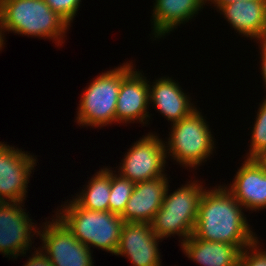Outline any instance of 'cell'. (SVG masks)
Here are the masks:
<instances>
[{"mask_svg": "<svg viewBox=\"0 0 266 266\" xmlns=\"http://www.w3.org/2000/svg\"><path fill=\"white\" fill-rule=\"evenodd\" d=\"M243 210L227 185L208 190L205 188L199 202L193 235L205 241L237 245L243 250L258 239Z\"/></svg>", "mask_w": 266, "mask_h": 266, "instance_id": "cell-1", "label": "cell"}, {"mask_svg": "<svg viewBox=\"0 0 266 266\" xmlns=\"http://www.w3.org/2000/svg\"><path fill=\"white\" fill-rule=\"evenodd\" d=\"M64 203L54 216L89 249L95 247L115 255L125 223L120 215L85 209L74 199Z\"/></svg>", "mask_w": 266, "mask_h": 266, "instance_id": "cell-2", "label": "cell"}, {"mask_svg": "<svg viewBox=\"0 0 266 266\" xmlns=\"http://www.w3.org/2000/svg\"><path fill=\"white\" fill-rule=\"evenodd\" d=\"M0 16L5 32L53 39L57 46L71 26L44 0H0Z\"/></svg>", "mask_w": 266, "mask_h": 266, "instance_id": "cell-3", "label": "cell"}, {"mask_svg": "<svg viewBox=\"0 0 266 266\" xmlns=\"http://www.w3.org/2000/svg\"><path fill=\"white\" fill-rule=\"evenodd\" d=\"M201 184L191 180L170 194L168 185L162 206L151 222L152 230L159 238L164 240L176 234L180 239L182 237V243L193 234L199 202L205 190Z\"/></svg>", "mask_w": 266, "mask_h": 266, "instance_id": "cell-4", "label": "cell"}, {"mask_svg": "<svg viewBox=\"0 0 266 266\" xmlns=\"http://www.w3.org/2000/svg\"><path fill=\"white\" fill-rule=\"evenodd\" d=\"M129 61L102 72L81 95L76 122L85 127L107 126L116 122V106L121 80L134 68Z\"/></svg>", "mask_w": 266, "mask_h": 266, "instance_id": "cell-5", "label": "cell"}, {"mask_svg": "<svg viewBox=\"0 0 266 266\" xmlns=\"http://www.w3.org/2000/svg\"><path fill=\"white\" fill-rule=\"evenodd\" d=\"M206 119L199 110L171 124L168 142H164L166 158L171 156L182 167L196 168L202 165L215 148V139ZM168 155V156H167Z\"/></svg>", "mask_w": 266, "mask_h": 266, "instance_id": "cell-6", "label": "cell"}, {"mask_svg": "<svg viewBox=\"0 0 266 266\" xmlns=\"http://www.w3.org/2000/svg\"><path fill=\"white\" fill-rule=\"evenodd\" d=\"M142 137L128 149L117 171L134 184L167 176V170H164L167 160L164 141L157 133Z\"/></svg>", "mask_w": 266, "mask_h": 266, "instance_id": "cell-7", "label": "cell"}, {"mask_svg": "<svg viewBox=\"0 0 266 266\" xmlns=\"http://www.w3.org/2000/svg\"><path fill=\"white\" fill-rule=\"evenodd\" d=\"M46 221L38 231L41 251L53 266H94L92 251L82 244L57 218ZM44 225V226H43Z\"/></svg>", "mask_w": 266, "mask_h": 266, "instance_id": "cell-8", "label": "cell"}, {"mask_svg": "<svg viewBox=\"0 0 266 266\" xmlns=\"http://www.w3.org/2000/svg\"><path fill=\"white\" fill-rule=\"evenodd\" d=\"M22 204L0 202V253L4 257H24L32 247L31 237H38L40 228L35 226Z\"/></svg>", "mask_w": 266, "mask_h": 266, "instance_id": "cell-9", "label": "cell"}, {"mask_svg": "<svg viewBox=\"0 0 266 266\" xmlns=\"http://www.w3.org/2000/svg\"><path fill=\"white\" fill-rule=\"evenodd\" d=\"M0 142V202L24 203L36 157Z\"/></svg>", "mask_w": 266, "mask_h": 266, "instance_id": "cell-10", "label": "cell"}, {"mask_svg": "<svg viewBox=\"0 0 266 266\" xmlns=\"http://www.w3.org/2000/svg\"><path fill=\"white\" fill-rule=\"evenodd\" d=\"M160 240L151 223L125 222L115 255L126 256L133 266H162Z\"/></svg>", "mask_w": 266, "mask_h": 266, "instance_id": "cell-11", "label": "cell"}, {"mask_svg": "<svg viewBox=\"0 0 266 266\" xmlns=\"http://www.w3.org/2000/svg\"><path fill=\"white\" fill-rule=\"evenodd\" d=\"M133 68L122 80L116 106V123L148 124L149 80ZM149 117V118H148ZM148 118V120H147ZM147 121V122H146Z\"/></svg>", "mask_w": 266, "mask_h": 266, "instance_id": "cell-12", "label": "cell"}, {"mask_svg": "<svg viewBox=\"0 0 266 266\" xmlns=\"http://www.w3.org/2000/svg\"><path fill=\"white\" fill-rule=\"evenodd\" d=\"M229 185L227 189L245 210L266 209V169L255 158H245Z\"/></svg>", "mask_w": 266, "mask_h": 266, "instance_id": "cell-13", "label": "cell"}, {"mask_svg": "<svg viewBox=\"0 0 266 266\" xmlns=\"http://www.w3.org/2000/svg\"><path fill=\"white\" fill-rule=\"evenodd\" d=\"M168 181L161 177L136 183L120 217L125 222L151 223L162 206Z\"/></svg>", "mask_w": 266, "mask_h": 266, "instance_id": "cell-14", "label": "cell"}, {"mask_svg": "<svg viewBox=\"0 0 266 266\" xmlns=\"http://www.w3.org/2000/svg\"><path fill=\"white\" fill-rule=\"evenodd\" d=\"M218 10L242 36L256 42L266 40V0H238Z\"/></svg>", "mask_w": 266, "mask_h": 266, "instance_id": "cell-15", "label": "cell"}, {"mask_svg": "<svg viewBox=\"0 0 266 266\" xmlns=\"http://www.w3.org/2000/svg\"><path fill=\"white\" fill-rule=\"evenodd\" d=\"M172 79L169 76L158 78L152 85L149 81V103H153L152 106L171 124L188 117L197 109L191 103L190 96Z\"/></svg>", "mask_w": 266, "mask_h": 266, "instance_id": "cell-16", "label": "cell"}, {"mask_svg": "<svg viewBox=\"0 0 266 266\" xmlns=\"http://www.w3.org/2000/svg\"><path fill=\"white\" fill-rule=\"evenodd\" d=\"M205 3L207 0H155L150 20L154 40L164 37L180 24L196 17Z\"/></svg>", "mask_w": 266, "mask_h": 266, "instance_id": "cell-17", "label": "cell"}, {"mask_svg": "<svg viewBox=\"0 0 266 266\" xmlns=\"http://www.w3.org/2000/svg\"><path fill=\"white\" fill-rule=\"evenodd\" d=\"M182 251L200 266H239L241 249L237 245L210 242L193 234L181 243Z\"/></svg>", "mask_w": 266, "mask_h": 266, "instance_id": "cell-18", "label": "cell"}, {"mask_svg": "<svg viewBox=\"0 0 266 266\" xmlns=\"http://www.w3.org/2000/svg\"><path fill=\"white\" fill-rule=\"evenodd\" d=\"M87 184L73 199L85 209L109 211L111 169L107 167L99 169Z\"/></svg>", "mask_w": 266, "mask_h": 266, "instance_id": "cell-19", "label": "cell"}, {"mask_svg": "<svg viewBox=\"0 0 266 266\" xmlns=\"http://www.w3.org/2000/svg\"><path fill=\"white\" fill-rule=\"evenodd\" d=\"M134 183L129 179L113 173L111 170V187L109 196V211L121 215L131 197Z\"/></svg>", "mask_w": 266, "mask_h": 266, "instance_id": "cell-20", "label": "cell"}, {"mask_svg": "<svg viewBox=\"0 0 266 266\" xmlns=\"http://www.w3.org/2000/svg\"><path fill=\"white\" fill-rule=\"evenodd\" d=\"M262 103V104H261ZM259 103L256 121L251 132L250 148L246 158H255L262 150L266 148V98Z\"/></svg>", "mask_w": 266, "mask_h": 266, "instance_id": "cell-21", "label": "cell"}, {"mask_svg": "<svg viewBox=\"0 0 266 266\" xmlns=\"http://www.w3.org/2000/svg\"><path fill=\"white\" fill-rule=\"evenodd\" d=\"M69 25L77 15L81 0H44Z\"/></svg>", "mask_w": 266, "mask_h": 266, "instance_id": "cell-22", "label": "cell"}, {"mask_svg": "<svg viewBox=\"0 0 266 266\" xmlns=\"http://www.w3.org/2000/svg\"><path fill=\"white\" fill-rule=\"evenodd\" d=\"M259 243L257 239L241 251L239 266H266V250Z\"/></svg>", "mask_w": 266, "mask_h": 266, "instance_id": "cell-23", "label": "cell"}, {"mask_svg": "<svg viewBox=\"0 0 266 266\" xmlns=\"http://www.w3.org/2000/svg\"><path fill=\"white\" fill-rule=\"evenodd\" d=\"M27 262L23 266H53L51 264L50 259L41 251V249L37 248L34 253H32L31 257H28Z\"/></svg>", "mask_w": 266, "mask_h": 266, "instance_id": "cell-24", "label": "cell"}, {"mask_svg": "<svg viewBox=\"0 0 266 266\" xmlns=\"http://www.w3.org/2000/svg\"><path fill=\"white\" fill-rule=\"evenodd\" d=\"M260 43V58H261V75H262V78H263V81H264V86L266 88V40H262L259 42ZM266 97V96H265Z\"/></svg>", "mask_w": 266, "mask_h": 266, "instance_id": "cell-25", "label": "cell"}, {"mask_svg": "<svg viewBox=\"0 0 266 266\" xmlns=\"http://www.w3.org/2000/svg\"><path fill=\"white\" fill-rule=\"evenodd\" d=\"M209 1L211 2L210 4H214V6L216 7L217 11L221 6L230 4L232 2H236L238 0H207L208 4ZM245 1V0H244Z\"/></svg>", "mask_w": 266, "mask_h": 266, "instance_id": "cell-26", "label": "cell"}, {"mask_svg": "<svg viewBox=\"0 0 266 266\" xmlns=\"http://www.w3.org/2000/svg\"><path fill=\"white\" fill-rule=\"evenodd\" d=\"M255 159L266 169V148L262 150Z\"/></svg>", "mask_w": 266, "mask_h": 266, "instance_id": "cell-27", "label": "cell"}, {"mask_svg": "<svg viewBox=\"0 0 266 266\" xmlns=\"http://www.w3.org/2000/svg\"><path fill=\"white\" fill-rule=\"evenodd\" d=\"M5 30L3 28V25H2V20H1V16H0V51H2L1 49H3V46L6 42H4L5 40Z\"/></svg>", "mask_w": 266, "mask_h": 266, "instance_id": "cell-28", "label": "cell"}]
</instances>
